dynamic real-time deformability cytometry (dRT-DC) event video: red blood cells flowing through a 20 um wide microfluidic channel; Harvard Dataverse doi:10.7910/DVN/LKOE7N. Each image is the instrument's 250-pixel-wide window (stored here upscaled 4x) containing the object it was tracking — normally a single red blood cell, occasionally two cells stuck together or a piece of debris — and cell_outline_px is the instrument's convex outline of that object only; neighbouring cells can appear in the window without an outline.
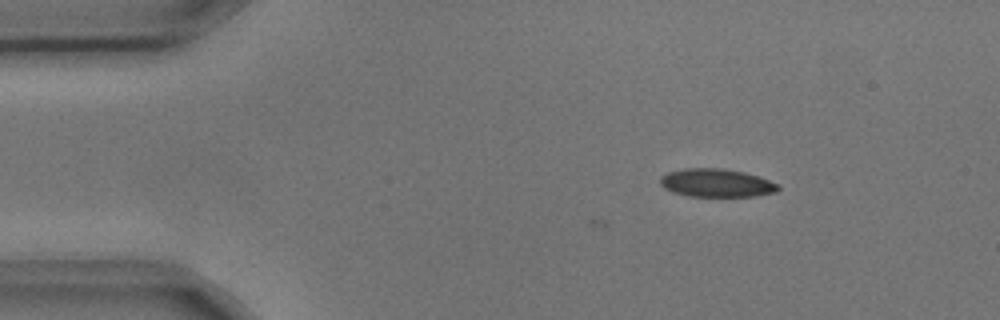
{"species": "common noctule bat (a hibernating species)", "species_latin": "Nyctalus noctula", "temperature_condition": "cold", "stored_images_in_passage": 7, "segment_of_instrument_passage": [1, 2], "camera_frame_rate_fps": 3000, "um_per_image_px": 0.085, "animal": {"sex": "male", "body_mass_g": 17.9, "forearm_length_mm": 54.2}, "frame": {"image": 1, "passage_image": 4, "time_ms": 1.0, "image_size_px": [1000, 320], "cell_outline_px": [[780, 188], [776, 192], [756, 196], [688, 196], [672, 192], [664, 188], [660, 184], [660, 176], [668, 172], [684, 168], [720, 168], [744, 172], [780, 184]], "centroid_in_image_um": [60.88, 15.55], "position_along_channel_um": 24.1, "area_um2": 19.42}}